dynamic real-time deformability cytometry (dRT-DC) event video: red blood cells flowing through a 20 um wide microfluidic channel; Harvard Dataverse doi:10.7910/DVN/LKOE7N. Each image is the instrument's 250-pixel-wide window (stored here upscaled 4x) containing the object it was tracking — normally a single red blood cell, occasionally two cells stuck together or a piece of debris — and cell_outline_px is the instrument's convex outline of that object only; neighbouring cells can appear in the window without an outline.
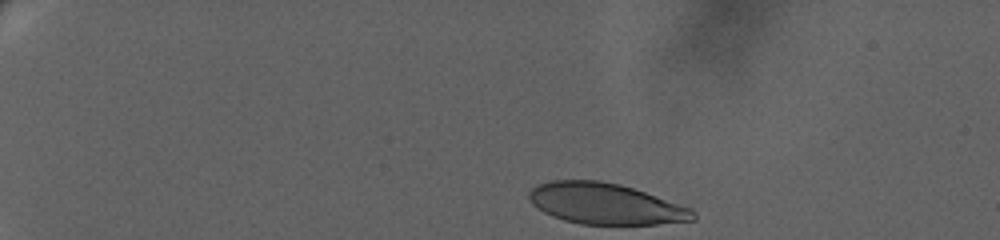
{"species": "human", "species_latin": "Homo sapiens", "temperature_condition": "warm", "stored_images_in_passage": 52, "camera_frame_rate_fps": 3000, "um_per_image_px": 0.085, "donor": {"sex": "female"}, "frame": {"image": 1, "passage_image": 1, "time_ms": 0.0, "image_size_px": [1000, 240], "cell_outline_px": [[696, 220], [656, 224], [580, 224], [564, 220], [552, 216], [536, 208], [532, 204], [528, 196], [528, 192], [536, 184], [552, 180], [600, 180], [620, 184], [692, 208], [696, 212]], "centroid_in_image_um": [51.44, 17.31], "position_along_channel_um": 33.6, "area_um2": 39.3}}
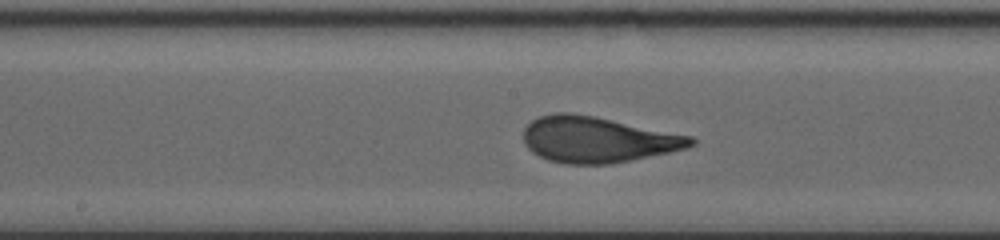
{"frame": {"image": 2, "passage_image": 28, "time_ms": 8.667, "image_size_px": [1000, 240], "cell_outline_px": [[696, 144], [688, 148], [608, 164], [568, 164], [548, 160], [532, 152], [528, 148], [524, 140], [524, 128], [532, 120], [540, 116], [556, 112], [568, 112], [596, 116], [692, 136], [696, 140]], "centroid_in_image_um": [50.79, 11.85], "position_along_channel_um": 197.4, "area_um2": 44.62}}
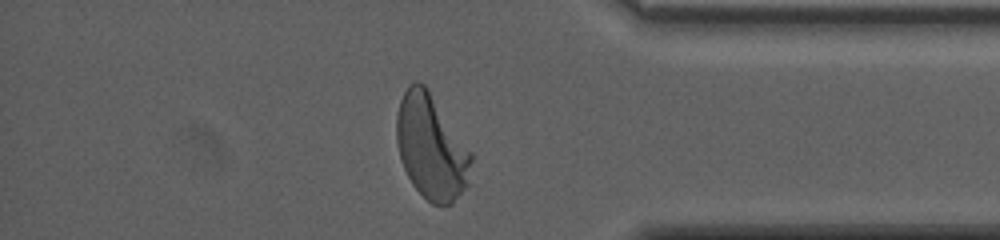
{"frame": {"image": 3, "passage_image": 49, "time_ms": 15.333, "image_size_px": [1000, 240], "cell_outline_px": [[472, 160], [468, 184], [452, 204], [432, 204], [412, 184], [400, 160], [396, 140], [396, 112], [400, 100], [408, 84], [416, 80], [424, 84], [428, 88], [472, 152]], "centroid_in_image_um": [36.64, 12.47], "position_along_channel_um": 398.6, "area_um2": 45.66}, "authors_computed_cell_mechanics": {"area_um2": 44.0725, "velocity_mm_per_s": 3.1738, "shape_relaxation_time_tau1_ms": 5.2439, "shape_relaxation_time_tau2_ms": null, "deformation_change_tau1": 0.2191, "deformation_change_tau2": null}}